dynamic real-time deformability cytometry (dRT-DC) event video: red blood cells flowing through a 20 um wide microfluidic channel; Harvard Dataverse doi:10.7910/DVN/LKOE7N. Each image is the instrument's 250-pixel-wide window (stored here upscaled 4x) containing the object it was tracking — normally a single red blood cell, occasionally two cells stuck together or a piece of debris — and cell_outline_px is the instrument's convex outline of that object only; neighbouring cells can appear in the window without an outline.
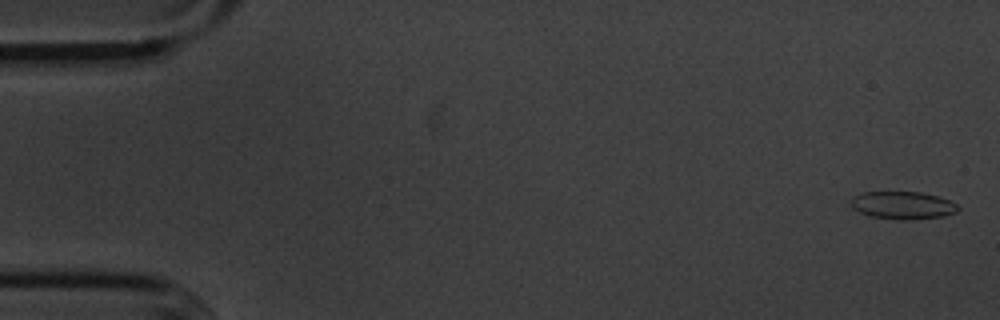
{"species": "common noctule bat (a hibernating species)", "species_latin": "Nyctalus noctula", "temperature_condition": "cold", "stored_images_in_passage": 55, "camera_frame_rate_fps": 3000, "um_per_image_px": 0.085, "animal": {"sex": "male", "body_mass_g": 20.1, "forearm_length_mm": 53.5}, "frame": {"image": 1, "passage_image": 1, "time_ms": 0.0, "image_size_px": [1000, 320], "cell_outline_px": [[960, 208], [956, 212], [944, 216], [904, 220], [896, 220], [868, 216], [852, 208], [852, 196], [864, 192], [920, 192], [936, 196], [948, 200], [956, 204]], "centroid_in_image_um": [76.71, 17.46], "position_along_channel_um": 8.3, "area_um2": 17.22}}
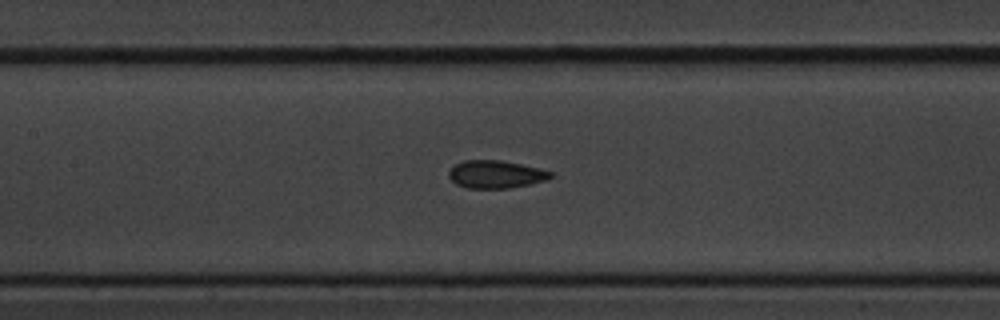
{"frame": {"image": 2, "passage_image": 25, "time_ms": 8.0, "image_size_px": [1000, 320], "cell_outline_px": [[552, 176], [548, 180], [508, 188], [468, 188], [456, 184], [448, 176], [448, 172], [456, 164], [464, 160], [500, 160], [520, 164], [552, 172]], "centroid_in_image_um": [42.12, 14.82], "position_along_channel_um": 165.3, "area_um2": 16.24}}
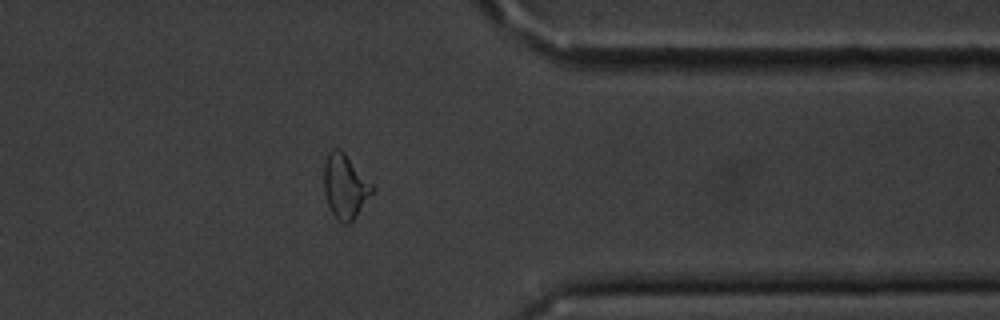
{"frame": {"image": 3, "passage_image": 44, "time_ms": 14.333, "image_size_px": [1000, 320], "cell_outline_px": [[376, 188], [352, 220], [348, 224], [344, 224], [332, 212], [328, 204], [324, 192], [324, 164], [328, 152], [332, 148], [340, 148], [344, 152]], "centroid_in_image_um": [29.32, 15.79], "position_along_channel_um": 382.1, "area_um2": 17.8}, "authors_computed_cell_mechanics": {"area_um2": 17.2244, "velocity_mm_per_s": 3.5856, "shape_relaxation_time_tau1_ms": 3.6969, "shape_relaxation_time_tau2_ms": 1.8564, "deformation_change_tau1": 0.1182, "deformation_change_tau2": 0.0679}}